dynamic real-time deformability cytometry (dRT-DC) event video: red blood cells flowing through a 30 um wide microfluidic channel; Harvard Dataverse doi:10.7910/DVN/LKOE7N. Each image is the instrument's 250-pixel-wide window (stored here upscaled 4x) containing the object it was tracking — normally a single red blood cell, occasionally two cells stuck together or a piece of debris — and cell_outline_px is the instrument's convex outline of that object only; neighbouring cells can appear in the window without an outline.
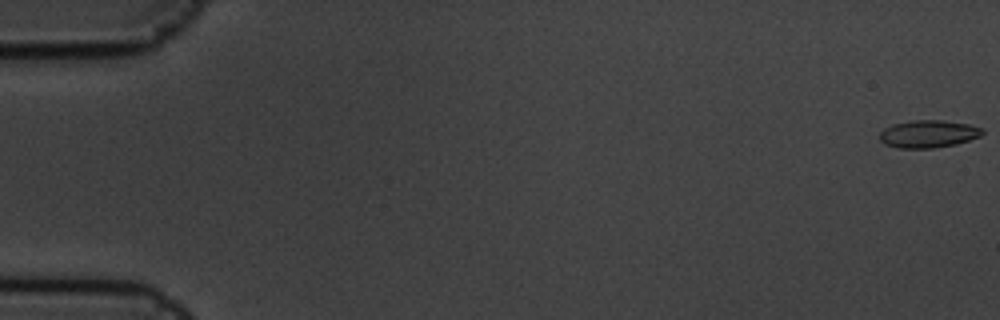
{"species": "common noctule bat (a hibernating species)", "species_latin": "Nyctalus noctula", "temperature_condition": "cold", "stored_images_in_passage": 7, "camera_frame_rate_fps": 3000, "um_per_image_px": 0.085, "animal": {"sex": "male", "body_mass_g": 19.5, "forearm_length_mm": 54.6}, "frame": {"image": 1, "passage_image": 1, "time_ms": 0.0, "image_size_px": [1000, 320], "cell_outline_px": [[984, 132], [980, 136], [956, 144], [932, 148], [896, 148], [884, 144], [880, 140], [880, 132], [884, 128], [892, 124], [912, 120], [944, 120], [968, 124], [984, 128]], "centroid_in_image_um": [78.89, 11.38], "position_along_channel_um": 6.1, "area_um2": 16.59}}
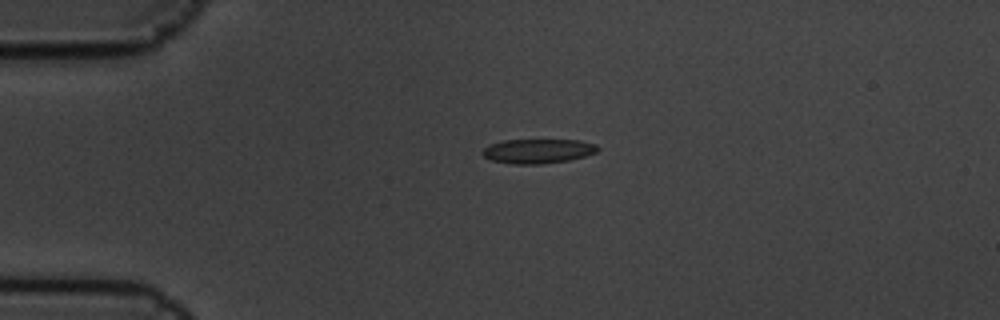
{"frame": {"image": 2, "passage_image": 5, "time_ms": 1.333, "image_size_px": [1000, 320], "cell_outline_px": [[600, 148], [596, 152], [584, 156], [568, 160], [540, 164], [512, 164], [492, 160], [484, 156], [484, 148], [488, 144], [504, 140], [580, 140], [596, 144]], "centroid_in_image_um": [45.74, 12.83], "position_along_channel_um": 39.3, "area_um2": 16.3}}
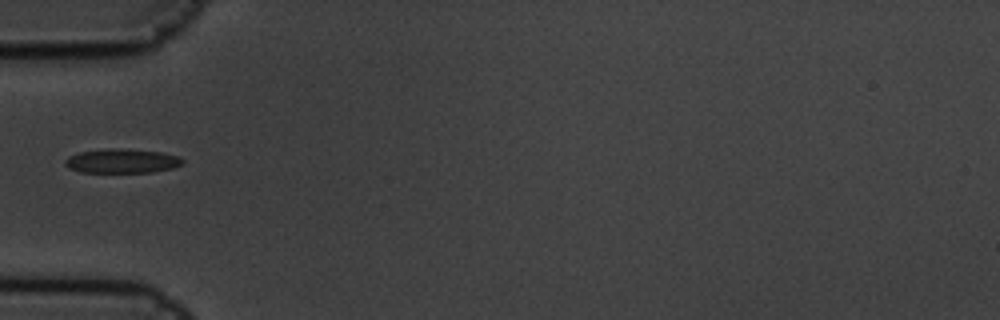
{"frame": {"image": 3, "passage_image": 7, "time_ms": 2.0, "image_size_px": [1000, 320], "cell_outline_px": [[184, 164], [172, 168], [152, 172], [80, 172], [68, 168], [64, 164], [64, 160], [68, 156], [80, 152], [112, 148], [160, 152], [180, 156], [184, 160]], "centroid_in_image_um": [10.36, 13.69], "position_along_channel_um": 74.6, "area_um2": 16.53}}